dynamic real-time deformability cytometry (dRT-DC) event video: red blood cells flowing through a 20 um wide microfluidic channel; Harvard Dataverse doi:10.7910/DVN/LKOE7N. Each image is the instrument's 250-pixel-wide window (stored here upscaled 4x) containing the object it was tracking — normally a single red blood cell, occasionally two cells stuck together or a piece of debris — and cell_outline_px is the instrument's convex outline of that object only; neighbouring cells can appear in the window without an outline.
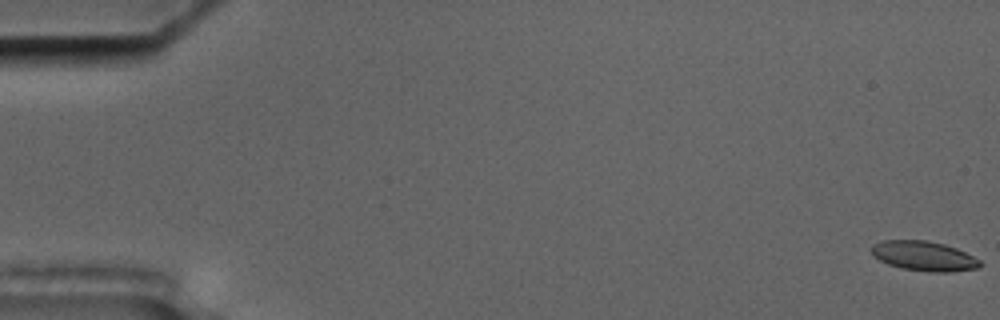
{"species": "common noctule bat (a hibernating species)", "species_latin": "Nyctalus noctula", "temperature_condition": "cold", "stored_images_in_passage": 6, "camera_frame_rate_fps": 3000, "um_per_image_px": 0.085, "animal": {"sex": "male", "body_mass_g": 17.5, "forearm_length_mm": 52.3}, "frame": {"image": 1, "passage_image": 1, "time_ms": 0.0, "image_size_px": [1000, 320], "cell_outline_px": [[980, 264], [976, 268], [952, 272], [928, 272], [900, 268], [888, 264], [872, 256], [872, 244], [884, 240], [928, 240], [944, 244], [956, 248], [980, 260]], "centroid_in_image_um": [78.49, 21.76], "position_along_channel_um": 6.5, "area_um2": 18.79}}
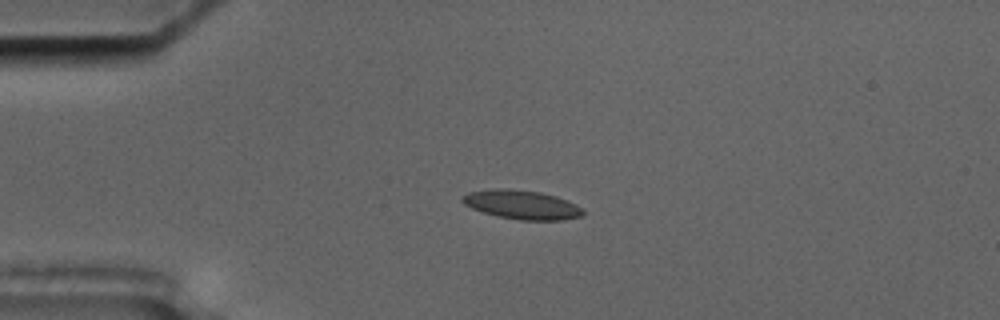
{"frame": {"image": 2, "passage_image": 5, "time_ms": 4.667, "image_size_px": [1000, 320], "cell_outline_px": [[584, 216], [564, 220], [520, 220], [496, 216], [472, 208], [464, 204], [460, 200], [460, 196], [468, 192], [496, 188], [508, 188], [540, 192], [556, 196], [568, 200], [584, 208]], "centroid_in_image_um": [44.37, 17.4], "position_along_channel_um": 40.6, "area_um2": 20.69}}